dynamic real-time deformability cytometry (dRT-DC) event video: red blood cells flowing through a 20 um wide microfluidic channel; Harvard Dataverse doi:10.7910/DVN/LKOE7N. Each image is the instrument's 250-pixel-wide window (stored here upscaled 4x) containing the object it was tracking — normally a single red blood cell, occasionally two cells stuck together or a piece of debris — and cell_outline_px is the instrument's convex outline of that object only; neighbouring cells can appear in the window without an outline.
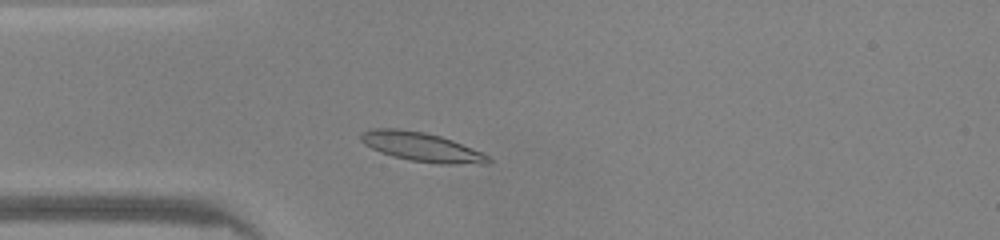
{"species": "common noctule bat (a hibernating species)", "species_latin": "Nyctalus noctula", "temperature_condition": "warm", "stored_images_in_passage": 41, "camera_frame_rate_fps": 3000, "um_per_image_px": 0.085, "animal": {"sex": "male", "body_mass_g": 20.0, "forearm_length_mm": 53.3}, "frame": {"image": 1, "passage_image": 6, "time_ms": 1.667, "image_size_px": [1000, 240], "cell_outline_px": [[492, 160], [488, 164], [440, 164], [412, 160], [392, 156], [380, 152], [364, 144], [360, 140], [360, 132], [372, 128], [400, 128], [424, 132], [440, 136], [452, 140], [480, 152], [488, 156]], "centroid_in_image_um": [35.79, 12.48], "position_along_channel_um": 49.2, "area_um2": 21.56}}
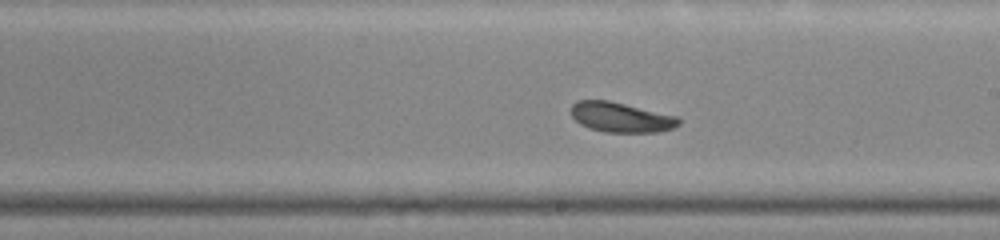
{"frame": {"image": 2, "passage_image": 20, "time_ms": 6.333, "image_size_px": [1000, 240], "cell_outline_px": [[680, 124], [672, 128], [660, 132], [604, 132], [580, 124], [572, 116], [572, 104], [576, 100], [608, 100], [680, 116]], "centroid_in_image_um": [52.83, 9.96], "position_along_channel_um": 236.2, "area_um2": 18.84}}
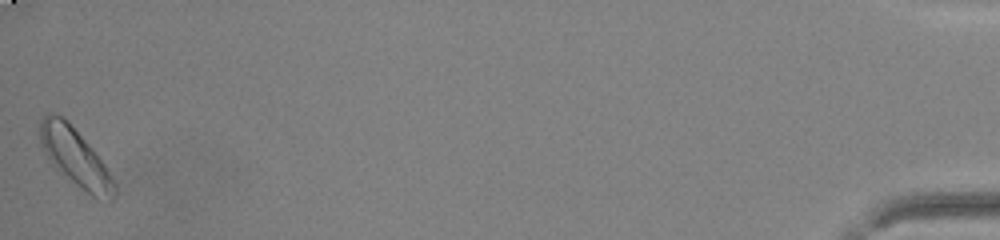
{"frame": {"image": 3, "passage_image": 41, "time_ms": 13.333, "image_size_px": [1000, 240], "cell_outline_px": [[116, 196], [112, 200], [108, 200], [92, 196], [80, 188], [60, 172], [56, 168], [40, 144], [40, 120], [48, 112], [60, 116], [92, 148], [104, 164], [116, 184]], "centroid_in_image_um": [6.42, 13.42], "position_along_channel_um": 428.8, "area_um2": 24.28}, "authors_computed_cell_mechanics": {"area_um2": 19.5364, "velocity_mm_per_s": 4.1917, "shape_relaxation_time_tau1_ms": 2.1875, "shape_relaxation_time_tau2_ms": null, "deformation_change_tau1": 0.1021, "deformation_change_tau2": null}}